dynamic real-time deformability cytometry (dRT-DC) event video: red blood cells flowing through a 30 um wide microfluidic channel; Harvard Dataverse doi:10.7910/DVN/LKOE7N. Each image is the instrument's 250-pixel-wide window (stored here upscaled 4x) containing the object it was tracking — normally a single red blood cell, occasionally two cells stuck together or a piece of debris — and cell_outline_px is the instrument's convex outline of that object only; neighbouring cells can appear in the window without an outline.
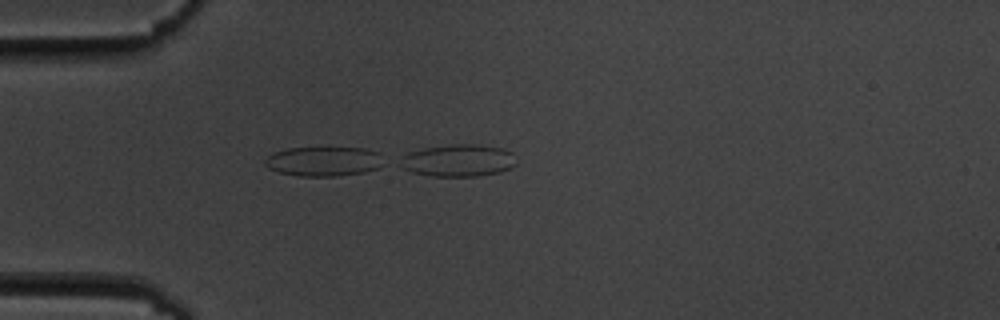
{"species": "common noctule bat (a hibernating species)", "species_latin": "Nyctalus noctula", "temperature_condition": "cold", "stored_images_in_passage": 4, "camera_frame_rate_fps": 3000, "um_per_image_px": 0.085, "animal": {"sex": "male", "body_mass_g": 19.5, "forearm_length_mm": 54.6}, "frame": {"image": 1, "passage_image": 1, "time_ms": 0.0, "image_size_px": [1000, 320], "cell_outline_px": [[516, 164], [512, 168], [500, 172], [480, 176], [432, 176], [412, 172], [396, 164], [408, 152], [424, 148], [448, 144], [476, 144], [504, 148], [512, 152]], "centroid_in_image_um": [38.96, 13.64], "position_along_channel_um": 46.0, "area_um2": 22.02}}
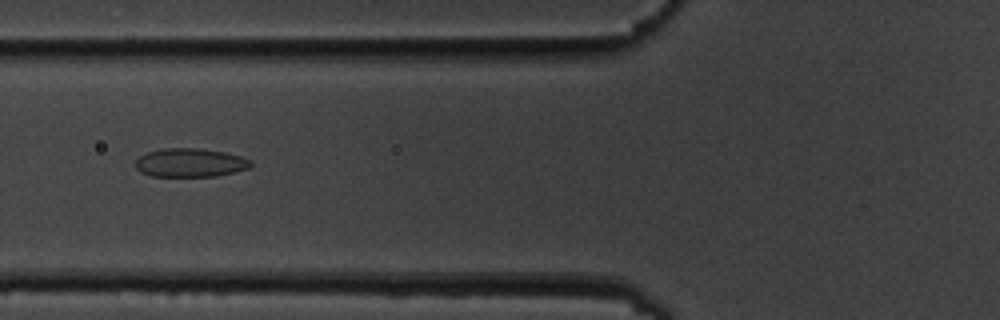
{"frame": {"image": 2, "passage_image": 3, "time_ms": 2.333, "image_size_px": [1000, 320], "cell_outline_px": [[252, 164], [248, 168], [216, 176], [152, 176], [140, 172], [136, 168], [136, 160], [140, 156], [148, 152], [164, 148], [196, 148], [224, 152], [240, 156], [252, 160]], "centroid_in_image_um": [16.15, 13.83], "position_along_channel_um": 109.6, "area_um2": 19.07}}
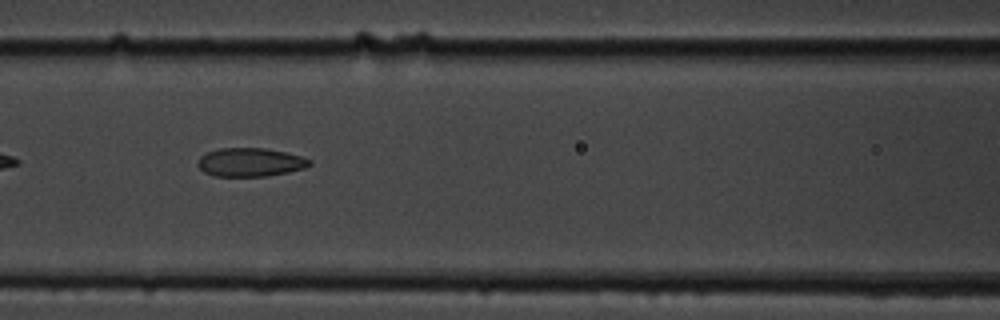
{"frame": {"image": 3, "passage_image": 4, "time_ms": 3.333, "image_size_px": [1000, 320], "cell_outline_px": [[312, 164], [304, 168], [288, 172], [268, 176], [212, 176], [204, 172], [196, 164], [200, 156], [208, 152], [220, 148], [264, 148], [284, 152], [300, 156], [312, 160]], "centroid_in_image_um": [21.26, 13.79], "position_along_channel_um": 145.3, "area_um2": 18.61}}